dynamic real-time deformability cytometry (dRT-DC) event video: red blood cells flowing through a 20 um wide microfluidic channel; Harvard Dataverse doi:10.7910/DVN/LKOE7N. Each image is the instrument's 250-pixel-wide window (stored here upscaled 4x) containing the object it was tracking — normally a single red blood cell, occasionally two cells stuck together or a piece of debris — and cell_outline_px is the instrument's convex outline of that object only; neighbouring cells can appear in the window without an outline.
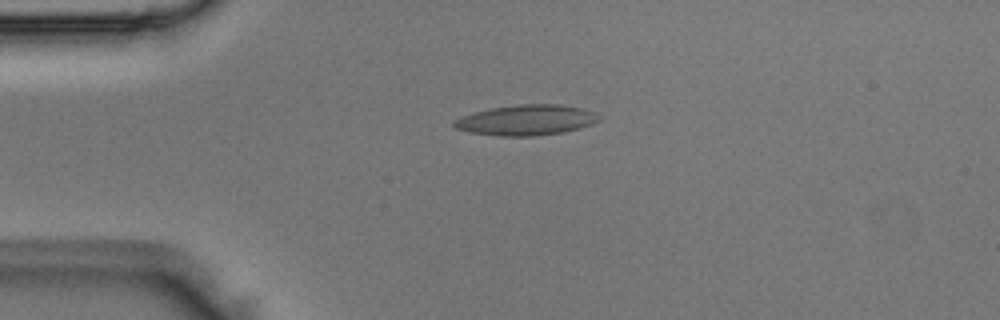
{"species": "Egyptian fruit bat (a non-hibernating species)", "species_latin": "Rousettus aegyptiacus", "temperature_condition": "room temperature", "stored_images_in_passage": 3, "camera_frame_rate_fps": 3000, "um_per_image_px": 0.085, "animal": {"sex": "male"}, "frame": {"image": 1, "passage_image": 1, "time_ms": 0.0, "image_size_px": [1000, 320], "cell_outline_px": [[600, 120], [592, 124], [580, 128], [564, 132], [532, 136], [500, 136], [468, 132], [456, 128], [452, 124], [456, 120], [464, 116], [476, 112], [492, 108], [520, 104], [560, 104], [580, 108], [592, 112], [600, 116]], "centroid_in_image_um": [44.76, 10.21], "position_along_channel_um": 40.2, "area_um2": 25.43}}